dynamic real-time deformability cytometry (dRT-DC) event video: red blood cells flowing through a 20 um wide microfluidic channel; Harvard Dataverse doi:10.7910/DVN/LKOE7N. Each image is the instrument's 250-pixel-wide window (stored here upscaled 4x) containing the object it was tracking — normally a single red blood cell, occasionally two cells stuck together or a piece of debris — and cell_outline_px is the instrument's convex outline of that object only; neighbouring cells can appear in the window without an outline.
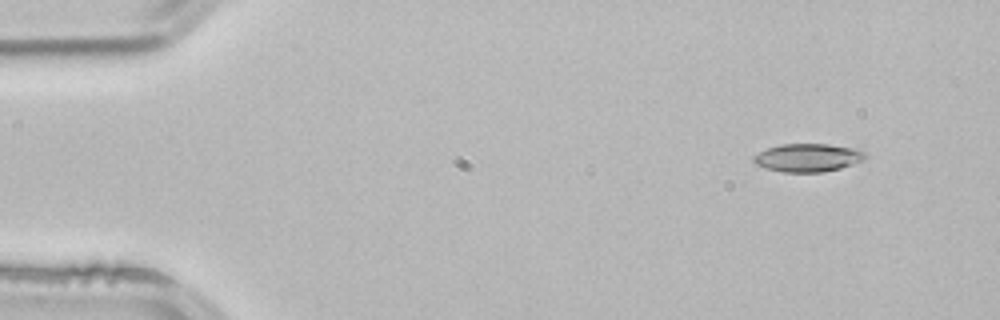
{"species": "common noctule bat (a hibernating species)", "species_latin": "Nyctalus noctula", "temperature_condition": "room temperature", "stored_images_in_passage": 2, "camera_frame_rate_fps": 3000, "um_per_image_px": 0.085, "animal": {"sex": "male", "body_mass_g": 21.5, "forearm_length_mm": 52.0}, "frame": {"image": 1, "passage_image": 1, "time_ms": 0.0, "image_size_px": [1000, 320], "cell_outline_px": [[864, 160], [840, 168], [824, 172], [784, 172], [764, 168], [756, 164], [752, 160], [752, 156], [768, 148], [784, 144], [828, 144], [852, 148], [864, 152]], "centroid_in_image_um": [68.62, 13.41], "position_along_channel_um": 16.4, "area_um2": 18.09}}